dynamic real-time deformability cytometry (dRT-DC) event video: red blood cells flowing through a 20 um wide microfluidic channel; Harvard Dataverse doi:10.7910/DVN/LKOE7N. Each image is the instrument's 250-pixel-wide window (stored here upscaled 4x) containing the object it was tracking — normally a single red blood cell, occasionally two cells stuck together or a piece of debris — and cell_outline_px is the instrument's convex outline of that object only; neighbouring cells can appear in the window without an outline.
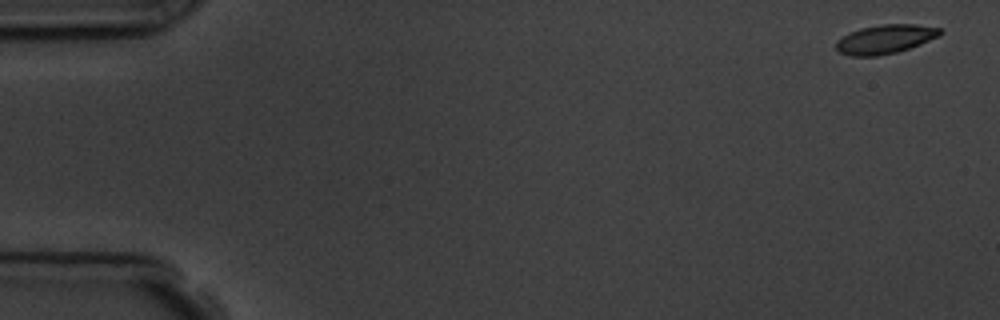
{"species": "common noctule bat (a hibernating species)", "species_latin": "Nyctalus noctula", "temperature_condition": "room temperature", "stored_images_in_passage": 5, "camera_frame_rate_fps": 3000, "um_per_image_px": 0.085, "animal": {"sex": "male", "body_mass_g": 19.5, "forearm_length_mm": 54.6}, "frame": {"image": 1, "passage_image": 1, "time_ms": 0.0, "image_size_px": [1000, 320], "cell_outline_px": [[944, 32], [940, 36], [920, 44], [896, 52], [876, 56], [852, 56], [840, 52], [836, 48], [836, 40], [860, 28], [880, 24], [916, 24], [940, 28]], "centroid_in_image_um": [75.27, 3.32], "position_along_channel_um": 9.7, "area_um2": 17.46}}
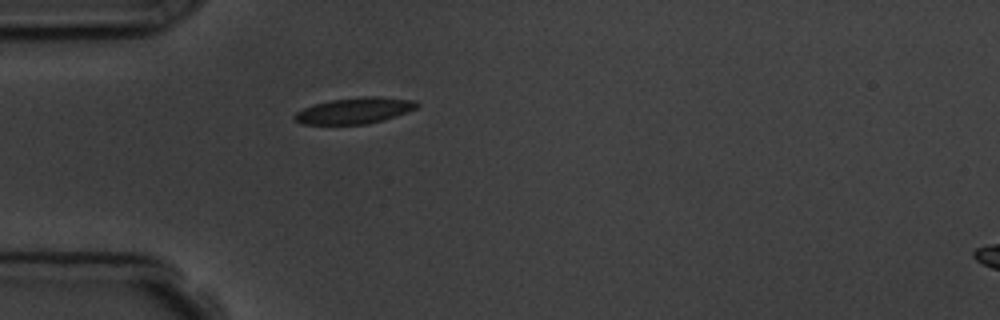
{"frame": {"image": 2, "passage_image": 5, "time_ms": 4.667, "image_size_px": [1000, 320], "cell_outline_px": [[420, 104], [416, 108], [408, 112], [368, 124], [300, 124], [292, 116], [296, 112], [304, 108], [316, 104], [332, 100], [360, 96], [380, 96], [416, 100]], "centroid_in_image_um": [30.17, 9.39], "position_along_channel_um": 54.8, "area_um2": 18.61}}